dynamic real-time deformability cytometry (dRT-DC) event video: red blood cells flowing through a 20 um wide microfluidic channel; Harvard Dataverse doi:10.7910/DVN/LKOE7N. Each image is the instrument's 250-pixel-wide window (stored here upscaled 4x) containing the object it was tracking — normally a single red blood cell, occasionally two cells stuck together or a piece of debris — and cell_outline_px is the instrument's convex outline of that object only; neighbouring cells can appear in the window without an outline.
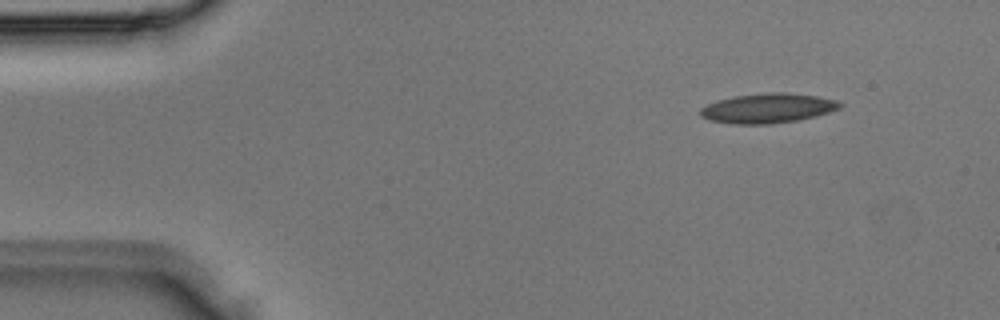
{"species": "Egyptian fruit bat (a non-hibernating species)", "species_latin": "Rousettus aegyptiacus", "temperature_condition": "room temperature", "stored_images_in_passage": 3, "camera_frame_rate_fps": 3000, "um_per_image_px": 0.085, "animal": {"sex": "male"}, "frame": {"image": 1, "passage_image": 1, "time_ms": 0.0, "image_size_px": [1000, 320], "cell_outline_px": [[844, 104], [840, 108], [816, 116], [796, 120], [768, 124], [736, 124], [708, 120], [700, 116], [700, 108], [716, 100], [736, 96], [768, 92], [788, 92], [816, 96], [836, 100]], "centroid_in_image_um": [65.25, 9.19], "position_along_channel_um": 19.8, "area_um2": 24.1}}